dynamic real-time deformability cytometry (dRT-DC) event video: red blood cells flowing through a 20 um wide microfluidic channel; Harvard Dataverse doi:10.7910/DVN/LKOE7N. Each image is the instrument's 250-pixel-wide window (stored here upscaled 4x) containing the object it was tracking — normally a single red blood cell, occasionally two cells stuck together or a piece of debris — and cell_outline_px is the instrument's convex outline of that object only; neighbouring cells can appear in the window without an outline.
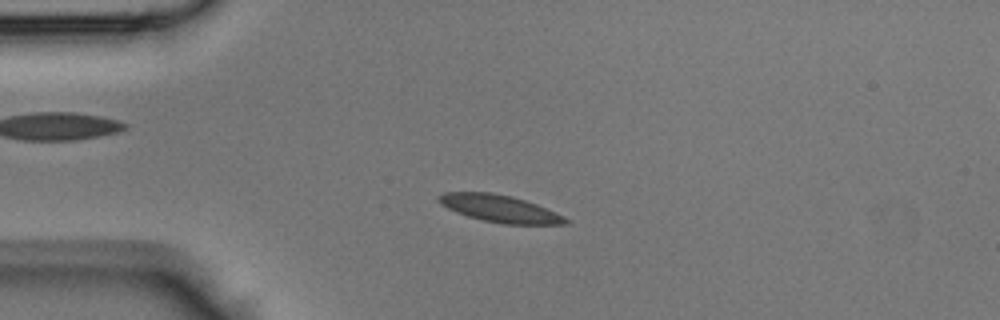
{"species": "Egyptian fruit bat (a non-hibernating species)", "species_latin": "Rousettus aegyptiacus", "temperature_condition": "room temperature", "stored_images_in_passage": 37, "camera_frame_rate_fps": 3000, "um_per_image_px": 0.085, "animal": {"sex": "male"}, "frame": {"image": 1, "passage_image": 4, "time_ms": 1.0, "image_size_px": [1000, 320], "cell_outline_px": [[568, 224], [504, 224], [484, 220], [468, 216], [456, 212], [440, 204], [436, 200], [436, 196], [444, 192], [492, 192], [512, 196], [536, 204], [564, 216], [568, 220]], "centroid_in_image_um": [42.43, 17.72], "position_along_channel_um": 42.6, "area_um2": 20.0}}
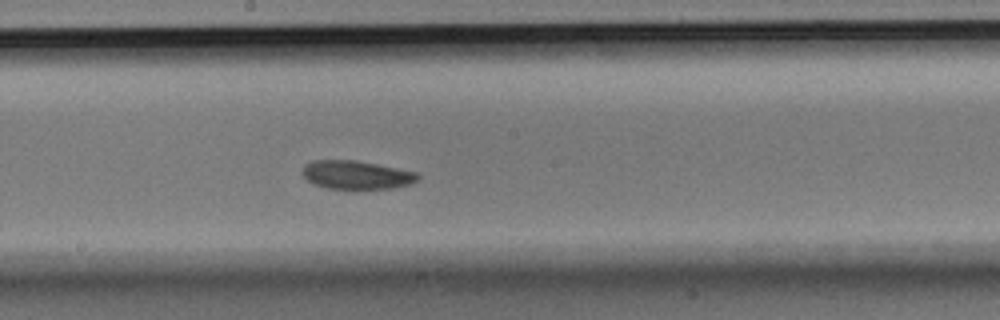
{"frame": {"image": 2, "passage_image": 17, "time_ms": 5.333, "image_size_px": [1000, 320], "cell_outline_px": [[420, 180], [408, 184], [392, 188], [328, 188], [316, 184], [308, 180], [300, 172], [304, 164], [312, 160], [356, 160], [416, 172], [420, 176]], "centroid_in_image_um": [30.27, 14.85], "position_along_channel_um": 217.9, "area_um2": 18.96}}
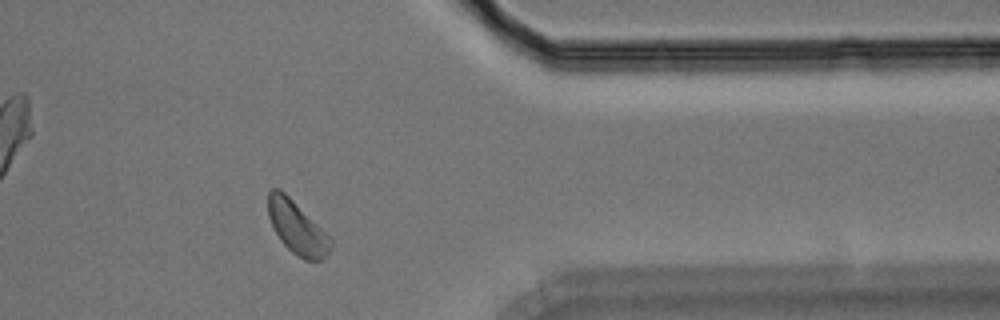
{"frame": {"image": 3, "passage_image": 29, "time_ms": 9.333, "image_size_px": [1000, 320], "cell_outline_px": [[332, 248], [320, 260], [304, 260], [292, 252], [280, 240], [268, 216], [268, 192], [272, 188], [280, 188], [332, 240]], "centroid_in_image_um": [25.21, 19.35], "position_along_channel_um": 386.2, "area_um2": 18.61}}